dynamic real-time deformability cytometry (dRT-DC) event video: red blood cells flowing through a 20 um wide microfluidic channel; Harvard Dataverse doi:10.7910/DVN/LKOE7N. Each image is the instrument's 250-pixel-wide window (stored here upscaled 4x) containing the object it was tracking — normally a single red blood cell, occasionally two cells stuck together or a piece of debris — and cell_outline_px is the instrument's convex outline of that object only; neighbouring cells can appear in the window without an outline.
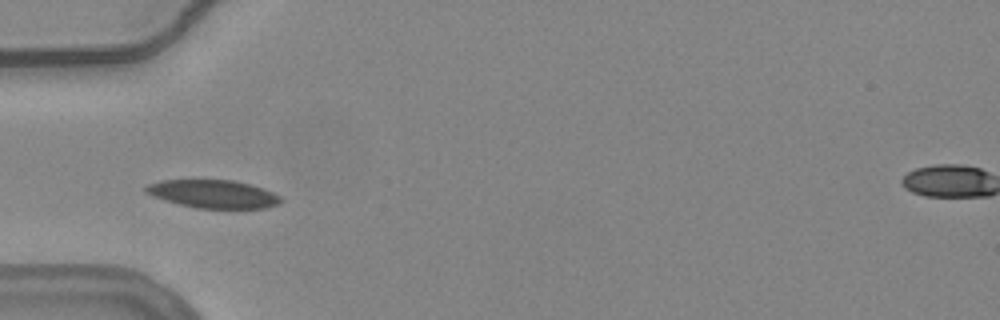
{"species": "common noctule bat (a hibernating species)", "species_latin": "Nyctalus noctula", "temperature_condition": "warm", "stored_images_in_passage": 5, "camera_frame_rate_fps": 3000, "um_per_image_px": 0.085, "animal": {"sex": "female", "body_mass_g": 24.6, "forearm_length_mm": 56.2}, "frame": {"image": 1, "passage_image": 1, "time_ms": 0.0, "image_size_px": [1000, 320], "cell_outline_px": [[284, 200], [280, 204], [268, 208], [196, 208], [164, 200], [152, 196], [144, 192], [144, 188], [148, 184], [160, 180], [232, 180], [248, 184], [272, 192], [280, 196]], "centroid_in_image_um": [18.11, 16.49], "position_along_channel_um": 66.9, "area_um2": 22.08}}